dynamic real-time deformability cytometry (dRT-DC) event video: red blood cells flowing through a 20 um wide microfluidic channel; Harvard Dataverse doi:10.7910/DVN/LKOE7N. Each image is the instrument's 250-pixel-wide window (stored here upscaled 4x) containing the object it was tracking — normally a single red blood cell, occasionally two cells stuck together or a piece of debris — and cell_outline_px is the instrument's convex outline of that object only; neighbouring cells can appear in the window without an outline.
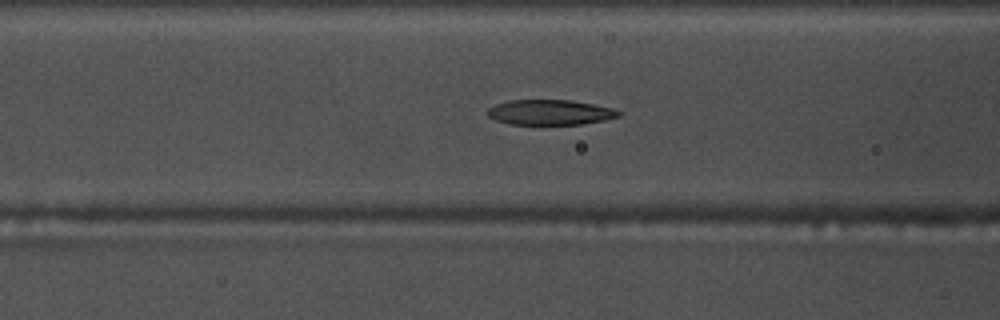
{"species": "common noctule bat (a hibernating species)", "species_latin": "Nyctalus noctula", "temperature_condition": "warm", "stored_images_in_passage": 56, "segment_of_instrument_passage": [1, 2], "camera_frame_rate_fps": 3000, "um_per_image_px": 0.085, "animal": {"sex": "male", "body_mass_g": 17.5, "forearm_length_mm": 52.3}, "frame": {"image": 1, "passage_image": 22, "time_ms": 7.0, "image_size_px": [1000, 320], "cell_outline_px": [[624, 112], [620, 116], [604, 120], [580, 124], [512, 124], [496, 120], [488, 116], [484, 112], [488, 108], [496, 104], [508, 100], [572, 100], [612, 108]], "centroid_in_image_um": [46.74, 9.54], "position_along_channel_um": 119.9, "area_um2": 19.25}}
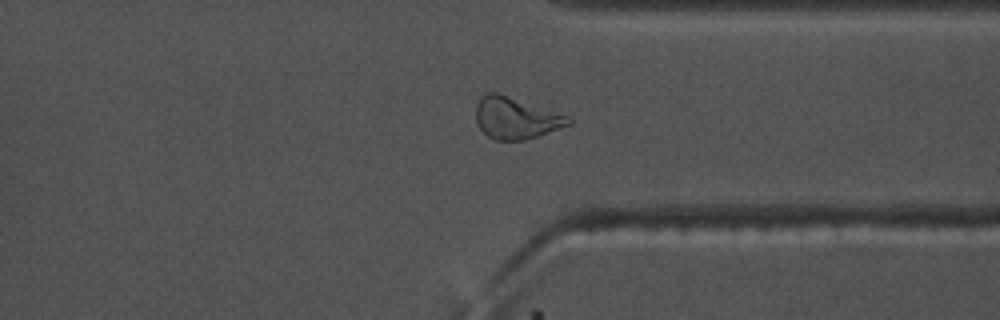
{"frame": {"image": 2, "passage_image": 42, "time_ms": 13.667, "image_size_px": [1000, 320], "cell_outline_px": [[572, 124], [524, 140], [496, 140], [488, 136], [476, 124], [476, 104], [488, 92], [496, 92], [568, 116], [572, 120]], "centroid_in_image_um": [43.83, 10.05], "position_along_channel_um": 367.6, "area_um2": 22.02}}